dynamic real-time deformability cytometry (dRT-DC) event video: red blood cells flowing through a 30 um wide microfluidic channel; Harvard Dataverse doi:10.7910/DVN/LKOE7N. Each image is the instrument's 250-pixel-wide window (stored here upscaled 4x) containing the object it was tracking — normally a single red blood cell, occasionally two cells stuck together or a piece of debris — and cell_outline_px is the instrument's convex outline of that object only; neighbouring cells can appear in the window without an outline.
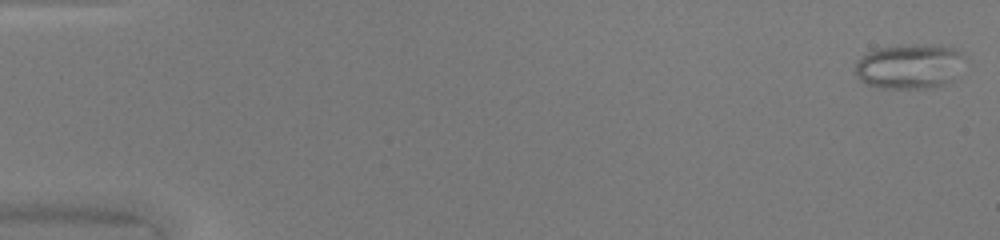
{"species": "common noctule bat (a hibernating species)", "species_latin": "Nyctalus noctula", "temperature_condition": "warm", "stored_images_in_passage": 49, "camera_frame_rate_fps": 3000, "um_per_image_px": 0.085, "animal": {"sex": "female", "body_mass_g": 20.0, "forearm_length_mm": 54.0}, "frame": {"image": 1, "passage_image": 1, "time_ms": 0.0, "image_size_px": [1000, 240], "cell_outline_px": [[968, 60], [956, 76], [948, 84], [932, 88], [876, 88], [864, 84], [856, 76], [856, 60], [868, 52], [876, 48], [900, 44], [940, 44], [956, 48], [964, 52]], "centroid_in_image_um": [77.38, 5.62], "position_along_channel_um": 7.6, "area_um2": 29.88}}
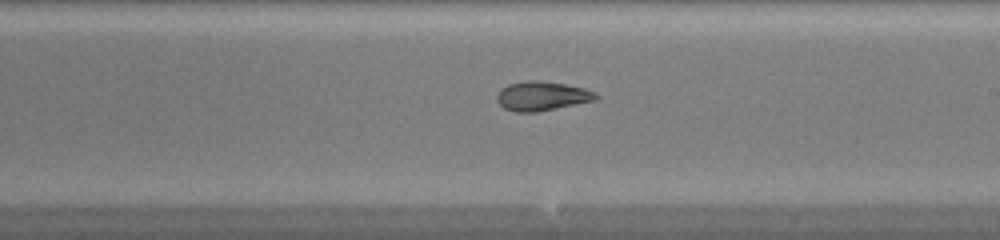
{"frame": {"image": 2, "passage_image": 29, "time_ms": 9.333, "image_size_px": [1000, 240], "cell_outline_px": [[600, 96], [596, 100], [536, 112], [516, 112], [504, 108], [496, 100], [496, 96], [508, 84], [528, 80], [532, 80], [564, 84], [584, 88]], "centroid_in_image_um": [46.06, 8.17], "position_along_channel_um": 242.9, "area_um2": 16.53}}
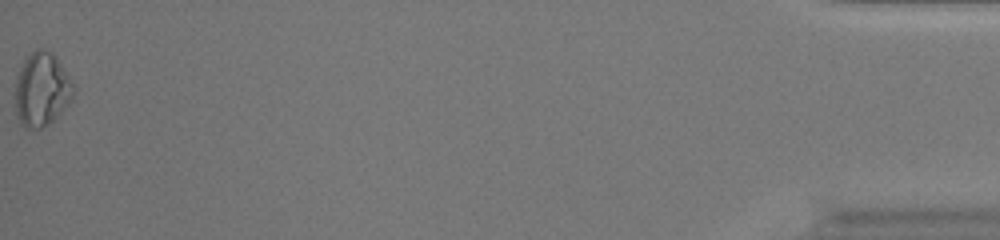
{"frame": {"image": 3, "passage_image": 49, "time_ms": 16.0, "image_size_px": [1000, 240], "cell_outline_px": [[72, 100], [48, 124], [40, 128], [24, 128], [20, 124], [16, 112], [16, 80], [20, 68], [24, 60], [36, 48], [44, 48], [52, 52], [56, 56], [68, 76], [72, 84]], "centroid_in_image_um": [3.53, 7.59], "position_along_channel_um": 431.7, "area_um2": 24.62}, "authors_computed_cell_mechanics": {"area_um2": 19.941, "velocity_mm_per_s": 4.2678, "shape_relaxation_time_tau1_ms": null, "shape_relaxation_time_tau2_ms": 1.7021, "deformation_change_tau1": null, "deformation_change_tau2": 0.0663}}